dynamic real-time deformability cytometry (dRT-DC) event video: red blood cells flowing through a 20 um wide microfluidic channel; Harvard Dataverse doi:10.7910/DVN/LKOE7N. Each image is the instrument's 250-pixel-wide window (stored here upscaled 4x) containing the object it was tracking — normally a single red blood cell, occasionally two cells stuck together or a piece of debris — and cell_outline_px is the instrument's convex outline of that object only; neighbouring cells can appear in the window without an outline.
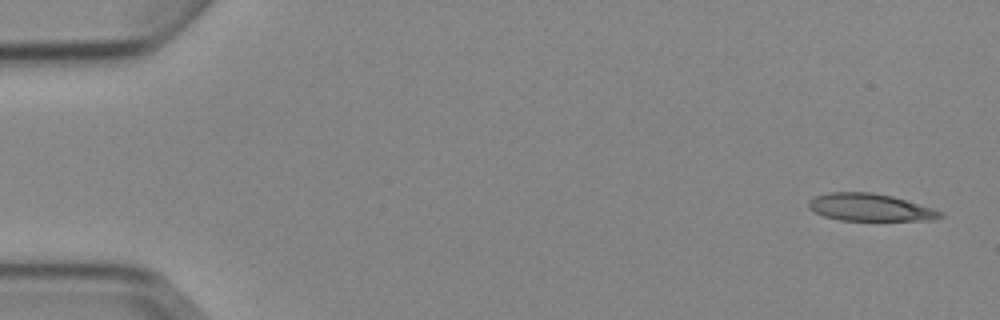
{"species": "Egyptian fruit bat (a non-hibernating species)", "species_latin": "Rousettus aegyptiacus", "temperature_condition": "cold", "stored_images_in_passage": 7, "camera_frame_rate_fps": 3000, "um_per_image_px": 0.085, "animal": {"sex": "female"}, "frame": {"image": 1, "passage_image": 1, "time_ms": 0.0, "image_size_px": [1000, 320], "cell_outline_px": [[944, 216], [932, 220], [840, 220], [824, 216], [808, 208], [808, 200], [816, 196], [828, 192], [872, 192], [892, 196], [932, 208], [944, 212]], "centroid_in_image_um": [73.94, 17.62], "position_along_channel_um": 11.1, "area_um2": 20.92}}
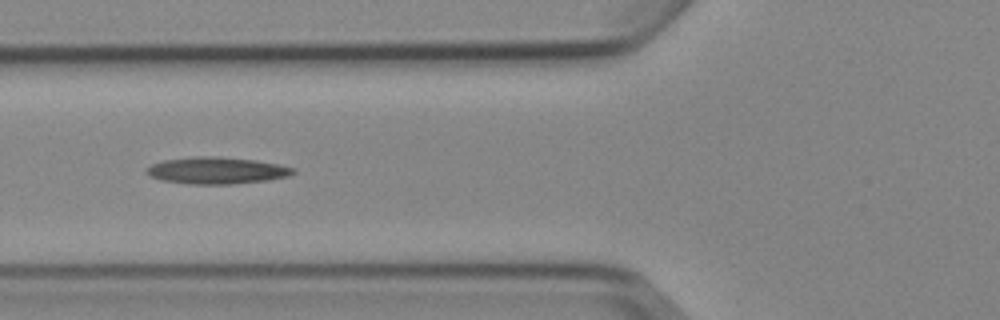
{"frame": {"image": 2, "passage_image": 6, "time_ms": 6.0, "image_size_px": [1000, 320], "cell_outline_px": [[296, 172], [288, 176], [268, 180], [232, 184], [188, 184], [160, 180], [144, 172], [144, 168], [152, 164], [164, 160], [196, 156], [220, 156], [256, 160], [280, 164], [296, 168]], "centroid_in_image_um": [18.43, 14.49], "position_along_channel_um": 107.4, "area_um2": 23.18}}
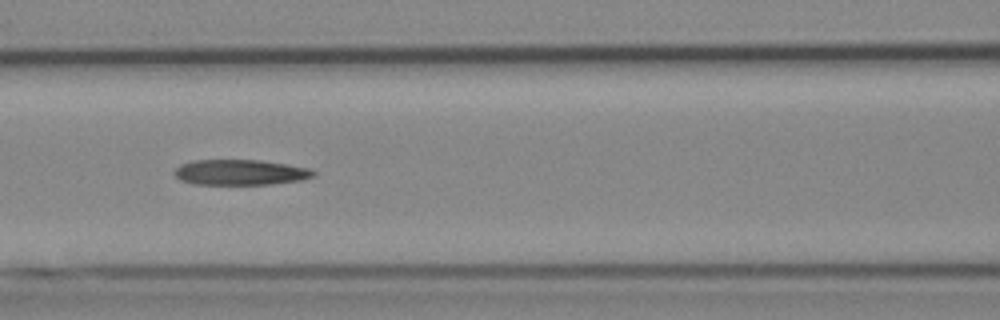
{"frame": {"image": 3, "passage_image": 7, "time_ms": 7.0, "image_size_px": [1000, 320], "cell_outline_px": [[316, 176], [300, 180], [272, 184], [192, 184], [180, 180], [172, 172], [180, 164], [192, 160], [260, 160], [288, 164], [312, 168], [316, 172]], "centroid_in_image_um": [20.44, 14.64], "position_along_channel_um": 146.2, "area_um2": 20.87}}